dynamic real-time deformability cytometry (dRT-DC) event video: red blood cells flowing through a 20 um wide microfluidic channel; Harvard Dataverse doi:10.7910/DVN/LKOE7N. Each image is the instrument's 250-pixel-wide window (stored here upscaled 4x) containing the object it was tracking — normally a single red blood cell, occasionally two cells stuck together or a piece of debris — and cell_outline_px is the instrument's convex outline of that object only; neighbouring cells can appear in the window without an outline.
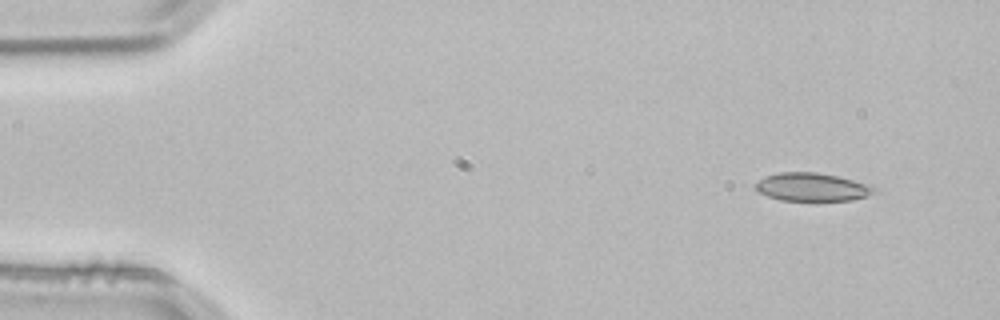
{"species": "common noctule bat (a hibernating species)", "species_latin": "Nyctalus noctula", "temperature_condition": "room temperature", "stored_images_in_passage": 4, "segment_of_instrument_passage": [1, 2], "camera_frame_rate_fps": 3000, "um_per_image_px": 0.085, "animal": {"sex": "male", "body_mass_g": 21.5, "forearm_length_mm": 52.0}, "frame": {"image": 1, "passage_image": 1, "time_ms": 0.0, "image_size_px": [1000, 320], "cell_outline_px": [[876, 188], [872, 192], [864, 196], [852, 200], [780, 200], [768, 196], [760, 192], [756, 188], [756, 184], [760, 180], [768, 176], [780, 172], [816, 172], [836, 176], [852, 180]], "centroid_in_image_um": [68.98, 15.9], "position_along_channel_um": 16.0, "area_um2": 18.79}}